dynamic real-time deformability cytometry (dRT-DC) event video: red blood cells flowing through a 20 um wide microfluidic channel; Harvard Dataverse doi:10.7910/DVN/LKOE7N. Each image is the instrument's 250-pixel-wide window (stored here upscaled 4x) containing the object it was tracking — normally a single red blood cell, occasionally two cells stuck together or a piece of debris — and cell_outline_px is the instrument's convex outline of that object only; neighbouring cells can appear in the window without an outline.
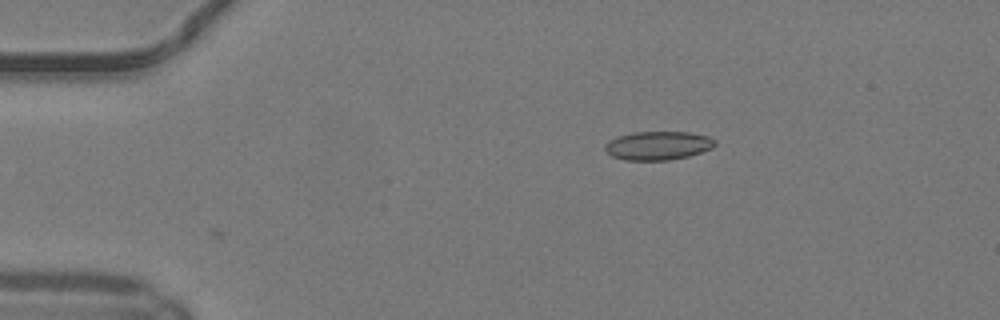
{"species": "common noctule bat (a hibernating species)", "species_latin": "Nyctalus noctula", "temperature_condition": "warm", "stored_images_in_passage": 39, "camera_frame_rate_fps": 3000, "um_per_image_px": 0.085, "animal": {"sex": "male", "body_mass_g": 19.2, "forearm_length_mm": 51.8}, "frame": {"image": 1, "passage_image": 1, "time_ms": 0.0, "image_size_px": [1000, 320], "cell_outline_px": [[716, 144], [712, 148], [688, 156], [668, 160], [624, 160], [612, 156], [604, 148], [604, 144], [608, 140], [616, 136], [632, 132], [688, 132], [708, 136], [716, 140]], "centroid_in_image_um": [55.9, 12.36], "position_along_channel_um": 29.1, "area_um2": 18.44}}
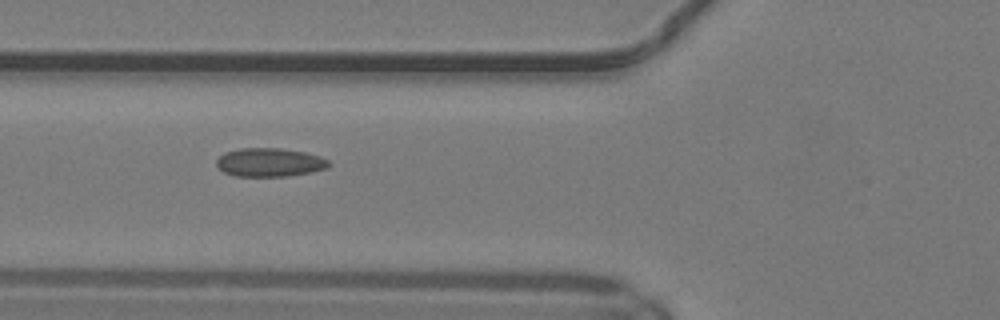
{"frame": {"image": 2, "passage_image": 11, "time_ms": 3.333, "image_size_px": [1000, 320], "cell_outline_px": [[332, 164], [328, 168], [288, 176], [236, 176], [224, 172], [216, 168], [216, 160], [224, 152], [240, 148], [280, 148], [304, 152], [320, 156], [328, 160]], "centroid_in_image_um": [22.9, 13.8], "position_along_channel_um": 102.9, "area_um2": 18.79}}
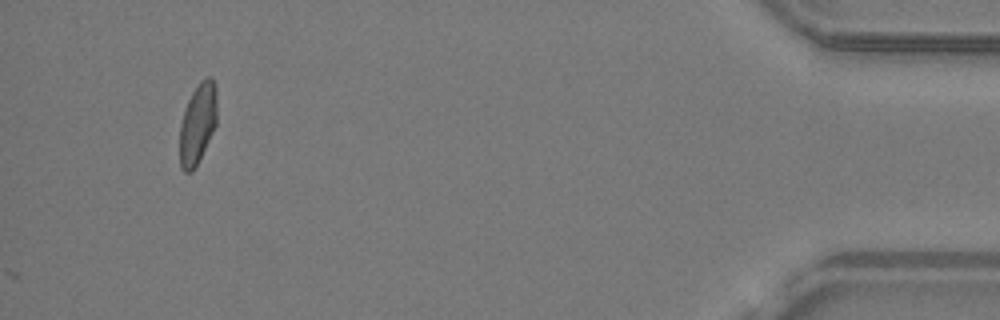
{"frame": {"image": 3, "passage_image": 39, "time_ms": 12.667, "image_size_px": [1000, 320], "cell_outline_px": [[216, 124], [192, 172], [184, 172], [180, 168], [180, 124], [184, 108], [192, 92], [200, 80], [208, 76], [212, 76], [216, 88]], "centroid_in_image_um": [16.78, 10.46], "position_along_channel_um": 418.4, "area_um2": 17.34}, "authors_computed_cell_mechanics": {"area_um2": 18.207, "velocity_mm_per_s": 4.1611, "shape_relaxation_time_tau1_ms": null, "shape_relaxation_time_tau2_ms": 1.8275, "deformation_change_tau1": null, "deformation_change_tau2": 0.0882}}